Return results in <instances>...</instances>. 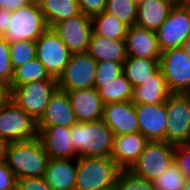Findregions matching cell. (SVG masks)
Masks as SVG:
<instances>
[{
  "mask_svg": "<svg viewBox=\"0 0 190 190\" xmlns=\"http://www.w3.org/2000/svg\"><path fill=\"white\" fill-rule=\"evenodd\" d=\"M50 157L41 140L10 142L6 163L17 179L44 177Z\"/></svg>",
  "mask_w": 190,
  "mask_h": 190,
  "instance_id": "6da1fadb",
  "label": "cell"
},
{
  "mask_svg": "<svg viewBox=\"0 0 190 190\" xmlns=\"http://www.w3.org/2000/svg\"><path fill=\"white\" fill-rule=\"evenodd\" d=\"M70 135L78 157H111L114 135L103 120L76 122Z\"/></svg>",
  "mask_w": 190,
  "mask_h": 190,
  "instance_id": "7a4b0ae2",
  "label": "cell"
},
{
  "mask_svg": "<svg viewBox=\"0 0 190 190\" xmlns=\"http://www.w3.org/2000/svg\"><path fill=\"white\" fill-rule=\"evenodd\" d=\"M120 170L111 157H78L74 190L114 189Z\"/></svg>",
  "mask_w": 190,
  "mask_h": 190,
  "instance_id": "3957f363",
  "label": "cell"
},
{
  "mask_svg": "<svg viewBox=\"0 0 190 190\" xmlns=\"http://www.w3.org/2000/svg\"><path fill=\"white\" fill-rule=\"evenodd\" d=\"M57 89L56 79L25 83L11 90V100L38 122Z\"/></svg>",
  "mask_w": 190,
  "mask_h": 190,
  "instance_id": "277c9868",
  "label": "cell"
},
{
  "mask_svg": "<svg viewBox=\"0 0 190 190\" xmlns=\"http://www.w3.org/2000/svg\"><path fill=\"white\" fill-rule=\"evenodd\" d=\"M48 28L38 1L12 11L7 32L3 36L9 43L21 40L36 41Z\"/></svg>",
  "mask_w": 190,
  "mask_h": 190,
  "instance_id": "5b68a950",
  "label": "cell"
},
{
  "mask_svg": "<svg viewBox=\"0 0 190 190\" xmlns=\"http://www.w3.org/2000/svg\"><path fill=\"white\" fill-rule=\"evenodd\" d=\"M166 142L173 145L190 143V94L171 93L166 102Z\"/></svg>",
  "mask_w": 190,
  "mask_h": 190,
  "instance_id": "8992f818",
  "label": "cell"
},
{
  "mask_svg": "<svg viewBox=\"0 0 190 190\" xmlns=\"http://www.w3.org/2000/svg\"><path fill=\"white\" fill-rule=\"evenodd\" d=\"M0 137L9 142L37 138V121L10 99L0 109Z\"/></svg>",
  "mask_w": 190,
  "mask_h": 190,
  "instance_id": "52a82bcc",
  "label": "cell"
},
{
  "mask_svg": "<svg viewBox=\"0 0 190 190\" xmlns=\"http://www.w3.org/2000/svg\"><path fill=\"white\" fill-rule=\"evenodd\" d=\"M174 150L166 141H149L130 170L153 181L174 163Z\"/></svg>",
  "mask_w": 190,
  "mask_h": 190,
  "instance_id": "ba28073f",
  "label": "cell"
},
{
  "mask_svg": "<svg viewBox=\"0 0 190 190\" xmlns=\"http://www.w3.org/2000/svg\"><path fill=\"white\" fill-rule=\"evenodd\" d=\"M160 69L171 93L190 94V56L181 47L161 52Z\"/></svg>",
  "mask_w": 190,
  "mask_h": 190,
  "instance_id": "9c48e42d",
  "label": "cell"
},
{
  "mask_svg": "<svg viewBox=\"0 0 190 190\" xmlns=\"http://www.w3.org/2000/svg\"><path fill=\"white\" fill-rule=\"evenodd\" d=\"M156 35L161 51L181 47L190 36V2L175 4Z\"/></svg>",
  "mask_w": 190,
  "mask_h": 190,
  "instance_id": "30bf717a",
  "label": "cell"
},
{
  "mask_svg": "<svg viewBox=\"0 0 190 190\" xmlns=\"http://www.w3.org/2000/svg\"><path fill=\"white\" fill-rule=\"evenodd\" d=\"M96 65L95 59L87 52L72 54L68 64L56 79L58 89L67 92L94 88Z\"/></svg>",
  "mask_w": 190,
  "mask_h": 190,
  "instance_id": "8fae6325",
  "label": "cell"
},
{
  "mask_svg": "<svg viewBox=\"0 0 190 190\" xmlns=\"http://www.w3.org/2000/svg\"><path fill=\"white\" fill-rule=\"evenodd\" d=\"M36 57L51 77L58 78L72 55L60 37L47 28L36 40Z\"/></svg>",
  "mask_w": 190,
  "mask_h": 190,
  "instance_id": "7c38bea8",
  "label": "cell"
},
{
  "mask_svg": "<svg viewBox=\"0 0 190 190\" xmlns=\"http://www.w3.org/2000/svg\"><path fill=\"white\" fill-rule=\"evenodd\" d=\"M51 29L60 37L72 54L87 52L92 35L90 16L80 13L55 23Z\"/></svg>",
  "mask_w": 190,
  "mask_h": 190,
  "instance_id": "4fadbf2b",
  "label": "cell"
},
{
  "mask_svg": "<svg viewBox=\"0 0 190 190\" xmlns=\"http://www.w3.org/2000/svg\"><path fill=\"white\" fill-rule=\"evenodd\" d=\"M139 132L149 141H166L167 110L162 104H135Z\"/></svg>",
  "mask_w": 190,
  "mask_h": 190,
  "instance_id": "5bb4252c",
  "label": "cell"
},
{
  "mask_svg": "<svg viewBox=\"0 0 190 190\" xmlns=\"http://www.w3.org/2000/svg\"><path fill=\"white\" fill-rule=\"evenodd\" d=\"M102 120L114 136L139 132L135 104L132 101L105 104Z\"/></svg>",
  "mask_w": 190,
  "mask_h": 190,
  "instance_id": "9a60e30c",
  "label": "cell"
},
{
  "mask_svg": "<svg viewBox=\"0 0 190 190\" xmlns=\"http://www.w3.org/2000/svg\"><path fill=\"white\" fill-rule=\"evenodd\" d=\"M38 138L50 158L77 159L78 154L71 142L70 127L37 126Z\"/></svg>",
  "mask_w": 190,
  "mask_h": 190,
  "instance_id": "2e32d148",
  "label": "cell"
},
{
  "mask_svg": "<svg viewBox=\"0 0 190 190\" xmlns=\"http://www.w3.org/2000/svg\"><path fill=\"white\" fill-rule=\"evenodd\" d=\"M77 122H93L103 118L104 103L96 88L67 91Z\"/></svg>",
  "mask_w": 190,
  "mask_h": 190,
  "instance_id": "e0dca14e",
  "label": "cell"
},
{
  "mask_svg": "<svg viewBox=\"0 0 190 190\" xmlns=\"http://www.w3.org/2000/svg\"><path fill=\"white\" fill-rule=\"evenodd\" d=\"M148 143L140 132L114 136L111 158L121 169H130Z\"/></svg>",
  "mask_w": 190,
  "mask_h": 190,
  "instance_id": "ac0fdd59",
  "label": "cell"
},
{
  "mask_svg": "<svg viewBox=\"0 0 190 190\" xmlns=\"http://www.w3.org/2000/svg\"><path fill=\"white\" fill-rule=\"evenodd\" d=\"M77 122L70 98L66 91L57 89L46 107L37 126L72 127Z\"/></svg>",
  "mask_w": 190,
  "mask_h": 190,
  "instance_id": "d6986e66",
  "label": "cell"
},
{
  "mask_svg": "<svg viewBox=\"0 0 190 190\" xmlns=\"http://www.w3.org/2000/svg\"><path fill=\"white\" fill-rule=\"evenodd\" d=\"M125 43L128 56L160 59L162 51L156 31L133 25L127 30Z\"/></svg>",
  "mask_w": 190,
  "mask_h": 190,
  "instance_id": "ffe728a7",
  "label": "cell"
},
{
  "mask_svg": "<svg viewBox=\"0 0 190 190\" xmlns=\"http://www.w3.org/2000/svg\"><path fill=\"white\" fill-rule=\"evenodd\" d=\"M76 169L77 159L50 158L44 179L53 190H74Z\"/></svg>",
  "mask_w": 190,
  "mask_h": 190,
  "instance_id": "44dd1931",
  "label": "cell"
},
{
  "mask_svg": "<svg viewBox=\"0 0 190 190\" xmlns=\"http://www.w3.org/2000/svg\"><path fill=\"white\" fill-rule=\"evenodd\" d=\"M175 5L170 0H143L137 5L135 25L156 31L168 17Z\"/></svg>",
  "mask_w": 190,
  "mask_h": 190,
  "instance_id": "7402d4cb",
  "label": "cell"
},
{
  "mask_svg": "<svg viewBox=\"0 0 190 190\" xmlns=\"http://www.w3.org/2000/svg\"><path fill=\"white\" fill-rule=\"evenodd\" d=\"M171 92L168 89L162 71L159 68L144 84L133 88L134 104H162Z\"/></svg>",
  "mask_w": 190,
  "mask_h": 190,
  "instance_id": "603a6c76",
  "label": "cell"
},
{
  "mask_svg": "<svg viewBox=\"0 0 190 190\" xmlns=\"http://www.w3.org/2000/svg\"><path fill=\"white\" fill-rule=\"evenodd\" d=\"M87 53L99 61H115L124 63L127 59L125 40L107 39L92 32Z\"/></svg>",
  "mask_w": 190,
  "mask_h": 190,
  "instance_id": "cb8c5ba5",
  "label": "cell"
},
{
  "mask_svg": "<svg viewBox=\"0 0 190 190\" xmlns=\"http://www.w3.org/2000/svg\"><path fill=\"white\" fill-rule=\"evenodd\" d=\"M159 60L128 56L123 63V74L133 88L140 86L160 68Z\"/></svg>",
  "mask_w": 190,
  "mask_h": 190,
  "instance_id": "d4e9b609",
  "label": "cell"
},
{
  "mask_svg": "<svg viewBox=\"0 0 190 190\" xmlns=\"http://www.w3.org/2000/svg\"><path fill=\"white\" fill-rule=\"evenodd\" d=\"M38 2L48 28L81 13L77 0H38Z\"/></svg>",
  "mask_w": 190,
  "mask_h": 190,
  "instance_id": "484cf974",
  "label": "cell"
},
{
  "mask_svg": "<svg viewBox=\"0 0 190 190\" xmlns=\"http://www.w3.org/2000/svg\"><path fill=\"white\" fill-rule=\"evenodd\" d=\"M92 32L107 39L125 40L129 28L115 16L103 11L91 17Z\"/></svg>",
  "mask_w": 190,
  "mask_h": 190,
  "instance_id": "4316f807",
  "label": "cell"
},
{
  "mask_svg": "<svg viewBox=\"0 0 190 190\" xmlns=\"http://www.w3.org/2000/svg\"><path fill=\"white\" fill-rule=\"evenodd\" d=\"M47 79H56L51 77L46 71L45 66L37 57L13 70V78L9 84L10 91L25 83H31Z\"/></svg>",
  "mask_w": 190,
  "mask_h": 190,
  "instance_id": "83f0119b",
  "label": "cell"
},
{
  "mask_svg": "<svg viewBox=\"0 0 190 190\" xmlns=\"http://www.w3.org/2000/svg\"><path fill=\"white\" fill-rule=\"evenodd\" d=\"M99 95L105 104L131 101L133 97V86L122 73L110 83H102Z\"/></svg>",
  "mask_w": 190,
  "mask_h": 190,
  "instance_id": "f1b7e54d",
  "label": "cell"
},
{
  "mask_svg": "<svg viewBox=\"0 0 190 190\" xmlns=\"http://www.w3.org/2000/svg\"><path fill=\"white\" fill-rule=\"evenodd\" d=\"M105 11L129 27L137 20V5L133 0H107Z\"/></svg>",
  "mask_w": 190,
  "mask_h": 190,
  "instance_id": "f546056e",
  "label": "cell"
},
{
  "mask_svg": "<svg viewBox=\"0 0 190 190\" xmlns=\"http://www.w3.org/2000/svg\"><path fill=\"white\" fill-rule=\"evenodd\" d=\"M10 61L13 70L36 57V41L21 40L9 43Z\"/></svg>",
  "mask_w": 190,
  "mask_h": 190,
  "instance_id": "4dcf8cb0",
  "label": "cell"
},
{
  "mask_svg": "<svg viewBox=\"0 0 190 190\" xmlns=\"http://www.w3.org/2000/svg\"><path fill=\"white\" fill-rule=\"evenodd\" d=\"M152 182L155 190H183L187 180L179 171L178 166L173 163L166 171H164Z\"/></svg>",
  "mask_w": 190,
  "mask_h": 190,
  "instance_id": "1f68e13d",
  "label": "cell"
},
{
  "mask_svg": "<svg viewBox=\"0 0 190 190\" xmlns=\"http://www.w3.org/2000/svg\"><path fill=\"white\" fill-rule=\"evenodd\" d=\"M115 190H155L153 182L135 174L130 169H121Z\"/></svg>",
  "mask_w": 190,
  "mask_h": 190,
  "instance_id": "d6a6232c",
  "label": "cell"
},
{
  "mask_svg": "<svg viewBox=\"0 0 190 190\" xmlns=\"http://www.w3.org/2000/svg\"><path fill=\"white\" fill-rule=\"evenodd\" d=\"M123 73V63L115 61H99L96 65L94 88L98 91L102 83H110Z\"/></svg>",
  "mask_w": 190,
  "mask_h": 190,
  "instance_id": "836d02e7",
  "label": "cell"
},
{
  "mask_svg": "<svg viewBox=\"0 0 190 190\" xmlns=\"http://www.w3.org/2000/svg\"><path fill=\"white\" fill-rule=\"evenodd\" d=\"M13 78V68L10 61L9 42L0 37V82L9 85Z\"/></svg>",
  "mask_w": 190,
  "mask_h": 190,
  "instance_id": "e575fe53",
  "label": "cell"
},
{
  "mask_svg": "<svg viewBox=\"0 0 190 190\" xmlns=\"http://www.w3.org/2000/svg\"><path fill=\"white\" fill-rule=\"evenodd\" d=\"M174 163L187 181H190V146L188 144L175 145Z\"/></svg>",
  "mask_w": 190,
  "mask_h": 190,
  "instance_id": "d590c367",
  "label": "cell"
},
{
  "mask_svg": "<svg viewBox=\"0 0 190 190\" xmlns=\"http://www.w3.org/2000/svg\"><path fill=\"white\" fill-rule=\"evenodd\" d=\"M19 190H53L44 177L17 179Z\"/></svg>",
  "mask_w": 190,
  "mask_h": 190,
  "instance_id": "8d00e7d4",
  "label": "cell"
},
{
  "mask_svg": "<svg viewBox=\"0 0 190 190\" xmlns=\"http://www.w3.org/2000/svg\"><path fill=\"white\" fill-rule=\"evenodd\" d=\"M80 12L92 17L102 13L106 8L107 0H77Z\"/></svg>",
  "mask_w": 190,
  "mask_h": 190,
  "instance_id": "74e56055",
  "label": "cell"
},
{
  "mask_svg": "<svg viewBox=\"0 0 190 190\" xmlns=\"http://www.w3.org/2000/svg\"><path fill=\"white\" fill-rule=\"evenodd\" d=\"M17 185V178L7 165L6 161L0 163V190L11 189Z\"/></svg>",
  "mask_w": 190,
  "mask_h": 190,
  "instance_id": "f35d334b",
  "label": "cell"
},
{
  "mask_svg": "<svg viewBox=\"0 0 190 190\" xmlns=\"http://www.w3.org/2000/svg\"><path fill=\"white\" fill-rule=\"evenodd\" d=\"M33 0H0V8L6 9L8 11H15L22 7H25Z\"/></svg>",
  "mask_w": 190,
  "mask_h": 190,
  "instance_id": "ab89813d",
  "label": "cell"
},
{
  "mask_svg": "<svg viewBox=\"0 0 190 190\" xmlns=\"http://www.w3.org/2000/svg\"><path fill=\"white\" fill-rule=\"evenodd\" d=\"M11 17H12L11 11L0 8V37H3L7 32Z\"/></svg>",
  "mask_w": 190,
  "mask_h": 190,
  "instance_id": "60d3db41",
  "label": "cell"
},
{
  "mask_svg": "<svg viewBox=\"0 0 190 190\" xmlns=\"http://www.w3.org/2000/svg\"><path fill=\"white\" fill-rule=\"evenodd\" d=\"M11 99V91L9 85L0 82V109Z\"/></svg>",
  "mask_w": 190,
  "mask_h": 190,
  "instance_id": "b9f144b4",
  "label": "cell"
},
{
  "mask_svg": "<svg viewBox=\"0 0 190 190\" xmlns=\"http://www.w3.org/2000/svg\"><path fill=\"white\" fill-rule=\"evenodd\" d=\"M10 142L2 137H0V163L7 160V151Z\"/></svg>",
  "mask_w": 190,
  "mask_h": 190,
  "instance_id": "7bdbcfd3",
  "label": "cell"
},
{
  "mask_svg": "<svg viewBox=\"0 0 190 190\" xmlns=\"http://www.w3.org/2000/svg\"><path fill=\"white\" fill-rule=\"evenodd\" d=\"M181 48L185 53L190 56V36L186 39Z\"/></svg>",
  "mask_w": 190,
  "mask_h": 190,
  "instance_id": "ee69618b",
  "label": "cell"
},
{
  "mask_svg": "<svg viewBox=\"0 0 190 190\" xmlns=\"http://www.w3.org/2000/svg\"><path fill=\"white\" fill-rule=\"evenodd\" d=\"M183 190H190V181H187Z\"/></svg>",
  "mask_w": 190,
  "mask_h": 190,
  "instance_id": "f6af8a7d",
  "label": "cell"
},
{
  "mask_svg": "<svg viewBox=\"0 0 190 190\" xmlns=\"http://www.w3.org/2000/svg\"><path fill=\"white\" fill-rule=\"evenodd\" d=\"M170 1H172L175 4L183 3V0H170Z\"/></svg>",
  "mask_w": 190,
  "mask_h": 190,
  "instance_id": "bcb514c9",
  "label": "cell"
},
{
  "mask_svg": "<svg viewBox=\"0 0 190 190\" xmlns=\"http://www.w3.org/2000/svg\"><path fill=\"white\" fill-rule=\"evenodd\" d=\"M135 3H136V5H138L139 3H141L143 0H133Z\"/></svg>",
  "mask_w": 190,
  "mask_h": 190,
  "instance_id": "7dc6e473",
  "label": "cell"
},
{
  "mask_svg": "<svg viewBox=\"0 0 190 190\" xmlns=\"http://www.w3.org/2000/svg\"><path fill=\"white\" fill-rule=\"evenodd\" d=\"M6 190H19V189H18V187H17V185H16L15 187H13V188H11V189H6Z\"/></svg>",
  "mask_w": 190,
  "mask_h": 190,
  "instance_id": "c3c4849f",
  "label": "cell"
}]
</instances>
